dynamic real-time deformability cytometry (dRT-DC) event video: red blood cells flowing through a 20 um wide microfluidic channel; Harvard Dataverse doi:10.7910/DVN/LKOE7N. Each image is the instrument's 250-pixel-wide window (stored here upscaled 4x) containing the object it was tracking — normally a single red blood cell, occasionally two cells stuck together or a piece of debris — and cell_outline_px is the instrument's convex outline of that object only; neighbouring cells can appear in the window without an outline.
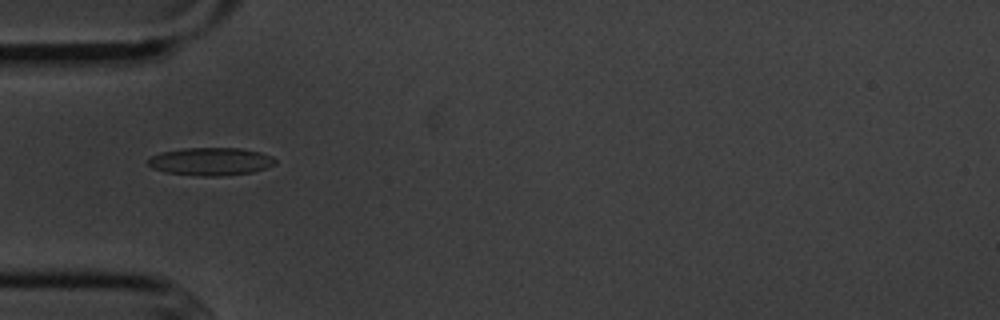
{"species": "common noctule bat (a hibernating species)", "species_latin": "Nyctalus noctula", "temperature_condition": "cold", "stored_images_in_passage": 55, "camera_frame_rate_fps": 3000, "um_per_image_px": 0.085, "animal": {"sex": "male", "body_mass_g": 20.1, "forearm_length_mm": 53.5}, "frame": {"image": 1, "passage_image": 17, "time_ms": 5.333, "image_size_px": [1000, 320], "cell_outline_px": [[276, 164], [252, 172], [220, 176], [200, 176], [164, 172], [152, 168], [148, 164], [148, 160], [152, 156], [160, 152], [180, 148], [240, 148], [260, 152], [272, 156], [276, 160]], "centroid_in_image_um": [17.89, 13.72], "position_along_channel_um": 67.1, "area_um2": 20.69}}
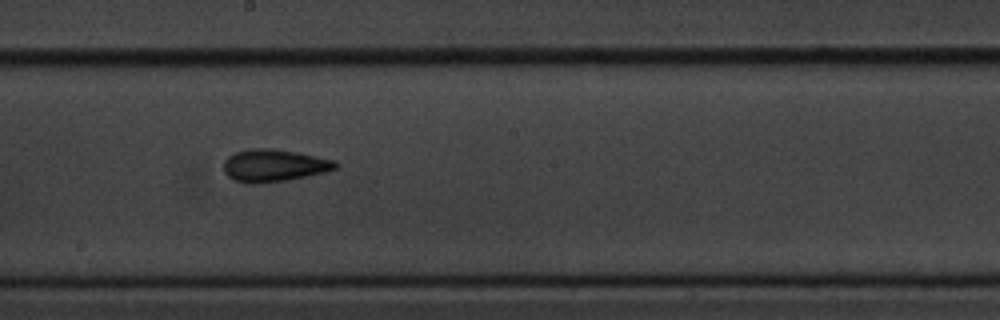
{"frame": {"image": 2, "passage_image": 30, "time_ms": 9.667, "image_size_px": [1000, 320], "cell_outline_px": [[340, 164], [336, 168], [324, 172], [308, 176], [288, 180], [252, 184], [248, 184], [232, 180], [224, 172], [224, 160], [228, 156], [236, 152], [252, 148], [268, 148], [296, 152], [336, 160]], "centroid_in_image_um": [23.28, 14.07], "position_along_channel_um": 224.9, "area_um2": 21.21}}
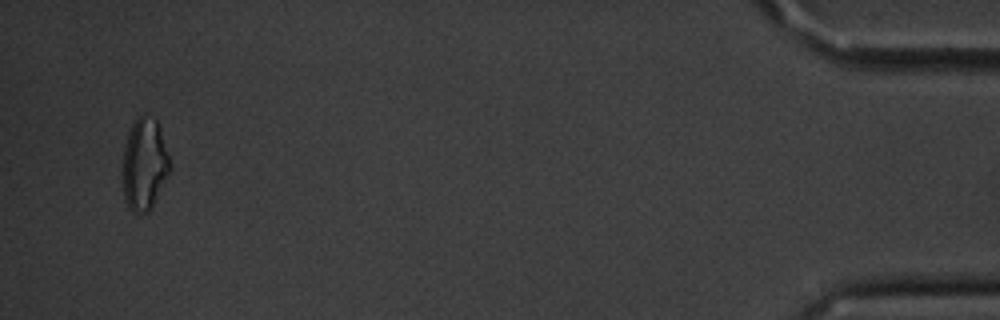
{"frame": {"image": 3, "passage_image": 53, "time_ms": 17.333, "image_size_px": [1000, 320], "cell_outline_px": [[172, 168], [152, 208], [148, 212], [132, 212], [128, 208], [124, 196], [124, 148], [128, 132], [132, 124], [144, 112], [156, 120], [160, 128]], "centroid_in_image_um": [12.3, 13.96], "position_along_channel_um": 422.9, "area_um2": 25.2}, "authors_computed_cell_mechanics": {"area_um2": 20.4612, "velocity_mm_per_s": 3.6334, "shape_relaxation_time_tau1_ms": 4.0076, "shape_relaxation_time_tau2_ms": 3.5994, "deformation_change_tau1": 0.0893, "deformation_change_tau2": 0.1127}}